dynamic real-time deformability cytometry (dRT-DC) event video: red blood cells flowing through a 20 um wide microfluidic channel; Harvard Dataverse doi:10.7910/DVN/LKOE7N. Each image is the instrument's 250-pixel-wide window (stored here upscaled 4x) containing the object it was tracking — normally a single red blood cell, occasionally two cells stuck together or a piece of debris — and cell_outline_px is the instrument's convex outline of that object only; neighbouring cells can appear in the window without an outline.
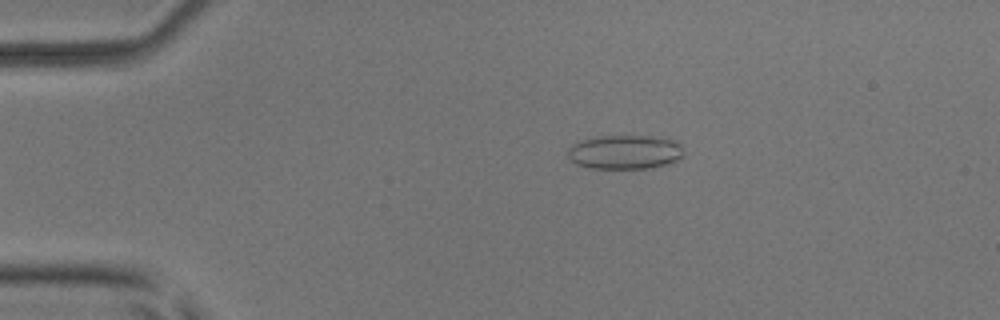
{"species": "common noctule bat (a hibernating species)", "species_latin": "Nyctalus noctula", "temperature_condition": "room temperature", "stored_images_in_passage": 6, "camera_frame_rate_fps": 3000, "um_per_image_px": 0.085, "animal": {"sex": "male", "body_mass_g": 17.9, "forearm_length_mm": 54.2}, "frame": {"image": 1, "passage_image": 3, "time_ms": 2.333, "image_size_px": [1000, 320], "cell_outline_px": [[684, 156], [676, 160], [664, 164], [648, 168], [588, 168], [576, 164], [568, 156], [568, 148], [572, 144], [580, 140], [600, 136], [652, 136], [672, 140], [684, 144]], "centroid_in_image_um": [53.13, 12.91], "position_along_channel_um": 31.9, "area_um2": 23.12}}
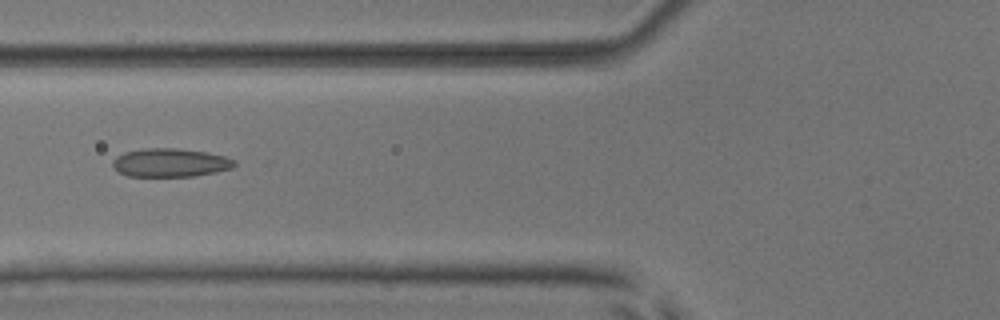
{"frame": {"image": 2, "passage_image": 6, "time_ms": 5.667, "image_size_px": [1000, 320], "cell_outline_px": [[236, 164], [232, 168], [216, 172], [196, 176], [128, 176], [112, 168], [112, 160], [116, 156], [124, 152], [144, 148], [176, 148], [208, 152], [224, 156], [236, 160]], "centroid_in_image_um": [14.47, 13.82], "position_along_channel_um": 111.3, "area_um2": 20.4}}